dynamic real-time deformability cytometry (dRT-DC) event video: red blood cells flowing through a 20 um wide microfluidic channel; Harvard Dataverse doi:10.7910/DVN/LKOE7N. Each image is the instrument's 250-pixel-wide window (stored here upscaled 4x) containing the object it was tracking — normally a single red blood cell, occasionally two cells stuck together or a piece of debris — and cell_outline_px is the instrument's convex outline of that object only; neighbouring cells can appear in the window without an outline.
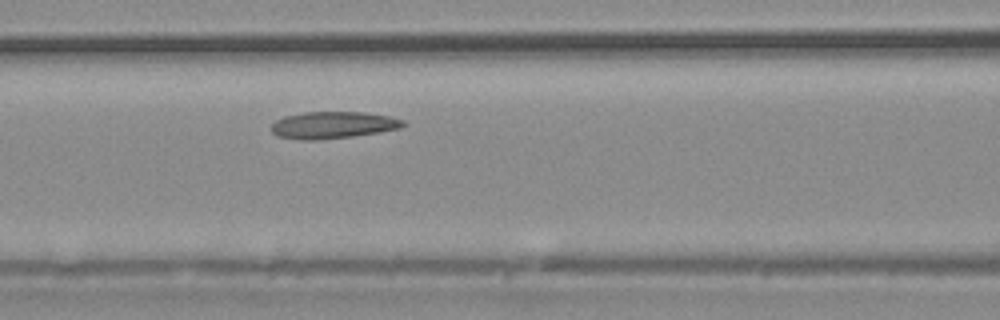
{"species": "common noctule bat (a hibernating species)", "species_latin": "Nyctalus noctula", "temperature_condition": "warm", "stored_images_in_passage": 32, "camera_frame_rate_fps": 3000, "um_per_image_px": 0.085, "animal": {"sex": "male", "body_mass_g": 20.4}, "frame": {"image": 1, "passage_image": 10, "time_ms": 3.0, "image_size_px": [1000, 320], "cell_outline_px": [[404, 124], [400, 128], [380, 132], [352, 136], [316, 140], [300, 140], [276, 136], [272, 132], [272, 124], [276, 120], [284, 116], [304, 112], [364, 112], [388, 116], [404, 120]], "centroid_in_image_um": [28.27, 10.63], "position_along_channel_um": 138.3, "area_um2": 20.63}}